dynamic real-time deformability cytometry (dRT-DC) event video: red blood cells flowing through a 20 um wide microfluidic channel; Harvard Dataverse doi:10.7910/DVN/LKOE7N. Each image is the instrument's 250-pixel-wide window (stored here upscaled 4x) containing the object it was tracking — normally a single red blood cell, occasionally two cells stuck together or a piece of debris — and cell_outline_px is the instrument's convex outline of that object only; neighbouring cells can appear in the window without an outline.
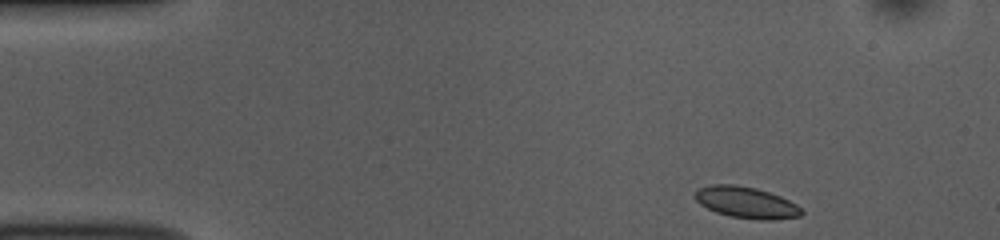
{"species": "common noctule bat (a hibernating species)", "species_latin": "Nyctalus noctula", "temperature_condition": "room temperature", "stored_images_in_passage": 48, "camera_frame_rate_fps": 3000, "um_per_image_px": 0.085, "animal": {"sex": "female", "body_mass_g": 10.0, "forearm_length_mm": 53.1}, "frame": {"image": 1, "passage_image": 1, "time_ms": 0.0, "image_size_px": [1000, 240], "cell_outline_px": [[804, 212], [800, 216], [772, 220], [760, 220], [732, 216], [716, 212], [700, 204], [692, 196], [700, 188], [712, 184], [732, 184], [756, 188], [780, 196], [796, 204]], "centroid_in_image_um": [63.42, 17.21], "position_along_channel_um": 21.6, "area_um2": 19.31}}
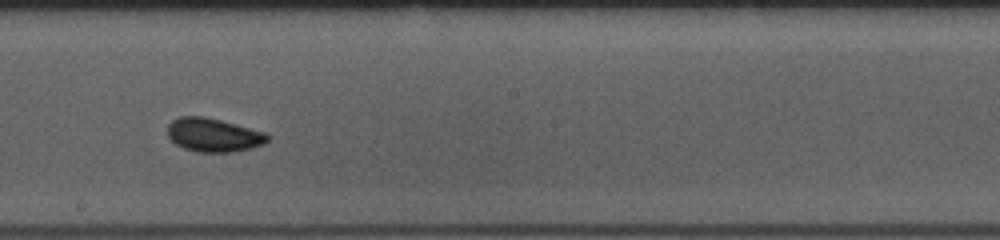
{"frame": {"image": 2, "passage_image": 24, "time_ms": 7.667, "image_size_px": [1000, 240], "cell_outline_px": [[268, 140], [264, 144], [252, 148], [232, 152], [196, 152], [184, 148], [176, 144], [168, 136], [168, 124], [172, 120], [180, 116], [204, 116], [236, 124], [264, 132], [268, 136]], "centroid_in_image_um": [18.13, 11.47], "position_along_channel_um": 230.1, "area_um2": 19.54}}
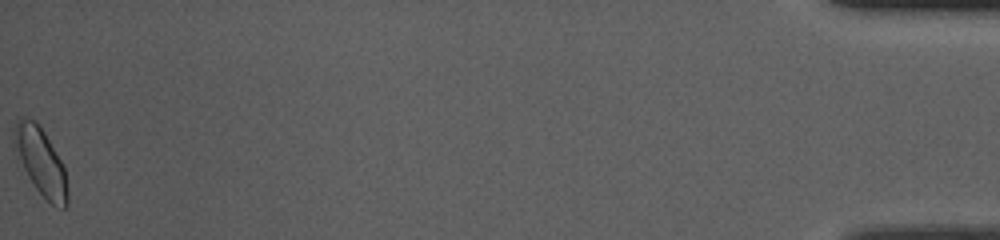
{"frame": {"image": 3, "passage_image": 48, "time_ms": 15.667, "image_size_px": [1000, 240], "cell_outline_px": [[68, 204], [64, 208], [56, 208], [36, 188], [28, 176], [12, 144], [12, 132], [16, 120], [20, 116], [36, 120], [44, 132], [64, 164], [68, 188]], "centroid_in_image_um": [3.46, 13.7], "position_along_channel_um": 431.7, "area_um2": 21.15}, "authors_computed_cell_mechanics": {"area_um2": 18.9584, "velocity_mm_per_s": 3.7376, "shape_relaxation_time_tau1_ms": 3.6807, "shape_relaxation_time_tau2_ms": 1.5229, "deformation_change_tau1": 0.0946, "deformation_change_tau2": 0.037}}